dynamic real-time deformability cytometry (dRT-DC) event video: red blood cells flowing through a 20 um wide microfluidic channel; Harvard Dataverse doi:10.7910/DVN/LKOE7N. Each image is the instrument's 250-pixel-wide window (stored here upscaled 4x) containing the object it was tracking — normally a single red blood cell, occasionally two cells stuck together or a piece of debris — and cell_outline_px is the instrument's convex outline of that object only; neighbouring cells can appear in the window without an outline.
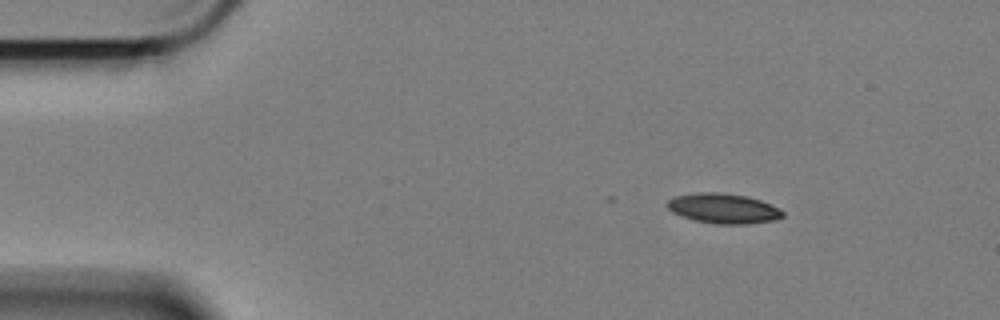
{"species": "Egyptian fruit bat (a non-hibernating species)", "species_latin": "Rousettus aegyptiacus", "temperature_condition": "cold", "stored_images_in_passage": 31, "camera_frame_rate_fps": 3000, "um_per_image_px": 0.085, "animal": {"sex": "female"}, "frame": {"image": 1, "passage_image": 1, "time_ms": 0.0, "image_size_px": [1000, 320], "cell_outline_px": [[784, 216], [772, 220], [744, 224], [716, 224], [696, 220], [672, 212], [664, 204], [668, 200], [676, 196], [704, 192], [716, 192], [744, 196], [760, 200], [784, 212]], "centroid_in_image_um": [61.44, 17.72], "position_along_channel_um": 23.6, "area_um2": 19.65}}
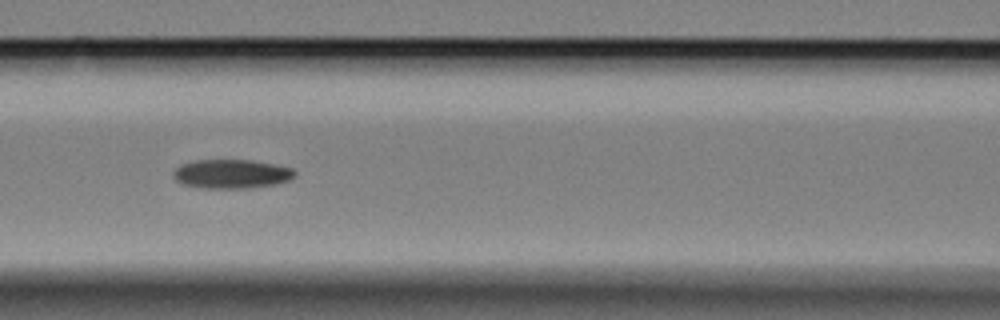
{"frame": {"image": 2, "passage_image": 18, "time_ms": 5.667, "image_size_px": [1000, 320], "cell_outline_px": [[296, 176], [288, 180], [272, 184], [244, 188], [204, 188], [184, 184], [176, 180], [172, 176], [172, 172], [180, 164], [196, 160], [252, 160], [276, 164], [292, 168], [296, 172]], "centroid_in_image_um": [19.66, 14.77], "position_along_channel_um": 146.9, "area_um2": 20.46}}
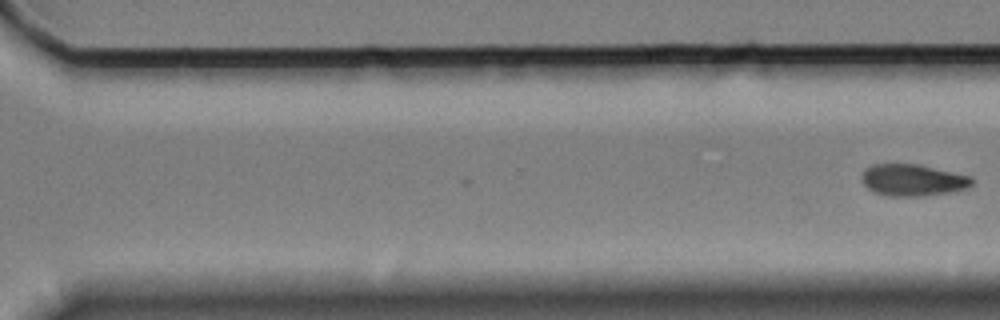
{"frame": {"image": 3, "passage_image": 31, "time_ms": 10.0, "image_size_px": [1000, 320], "cell_outline_px": [[972, 184], [968, 188], [952, 192], [924, 196], [888, 196], [876, 192], [868, 188], [864, 184], [864, 168], [872, 164], [916, 164], [968, 176], [972, 180]], "centroid_in_image_um": [77.58, 15.32], "position_along_channel_um": 293.0, "area_um2": 20.0}}